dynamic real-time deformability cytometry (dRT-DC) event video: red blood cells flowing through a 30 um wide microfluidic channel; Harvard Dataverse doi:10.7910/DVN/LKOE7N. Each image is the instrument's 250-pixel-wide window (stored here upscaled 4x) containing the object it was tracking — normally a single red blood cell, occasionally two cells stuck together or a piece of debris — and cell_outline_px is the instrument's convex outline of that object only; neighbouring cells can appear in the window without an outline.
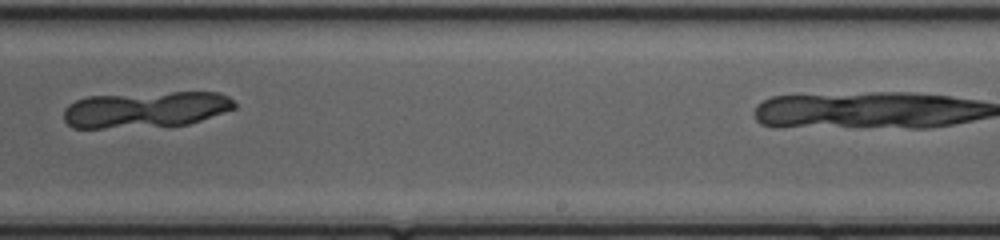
{"species": "common noctule bat (a hibernating species)", "species_latin": "Nyctalus noctula", "temperature_condition": "cold", "stored_images_in_passage": 29, "camera_frame_rate_fps": 3000, "um_per_image_px": 0.085, "animal": {"sex": "female", "body_mass_g": 20.0, "forearm_length_mm": 54.0}, "frame": {"image": 1, "passage_image": 20, "time_ms": 6.333, "image_size_px": [1000, 240], "cell_outline_px": [[236, 108], [188, 124], [104, 128], [72, 128], [64, 120], [64, 108], [68, 104], [76, 100], [88, 96], [172, 92], [220, 92], [228, 96], [236, 104]], "centroid_in_image_um": [12.36, 9.3], "position_along_channel_um": 276.6, "area_um2": 35.84}}